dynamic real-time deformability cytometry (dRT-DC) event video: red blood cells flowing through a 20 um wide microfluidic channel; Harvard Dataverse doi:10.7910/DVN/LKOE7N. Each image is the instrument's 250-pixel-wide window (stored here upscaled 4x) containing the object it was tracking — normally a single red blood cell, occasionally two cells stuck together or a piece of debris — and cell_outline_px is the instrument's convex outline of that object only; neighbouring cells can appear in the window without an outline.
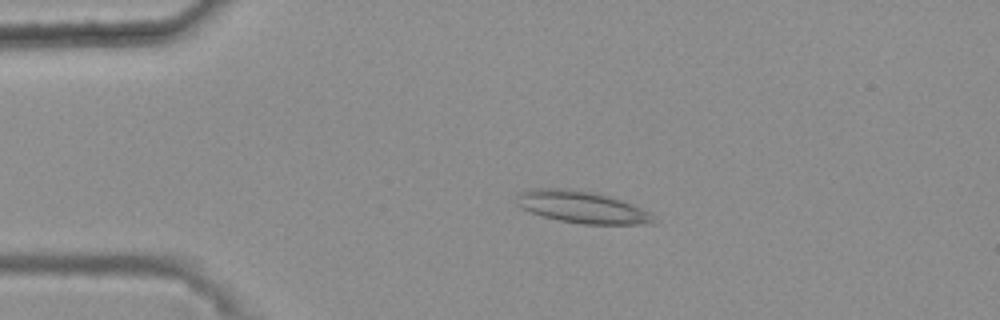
{"species": "common noctule bat (a hibernating species)", "species_latin": "Nyctalus noctula", "temperature_condition": "warm", "stored_images_in_passage": 47, "camera_frame_rate_fps": 3000, "um_per_image_px": 0.085, "animal": {"sex": "female", "body_mass_g": 25.1}, "frame": {"image": 1, "passage_image": 12, "time_ms": 3.667, "image_size_px": [1000, 320], "cell_outline_px": [[656, 224], [580, 224], [560, 220], [544, 216], [520, 208], [516, 204], [516, 196], [520, 192], [532, 188], [568, 188], [596, 192], [624, 200], [648, 212], [652, 216]], "centroid_in_image_um": [49.44, 17.58], "position_along_channel_um": 35.6, "area_um2": 25.66}}
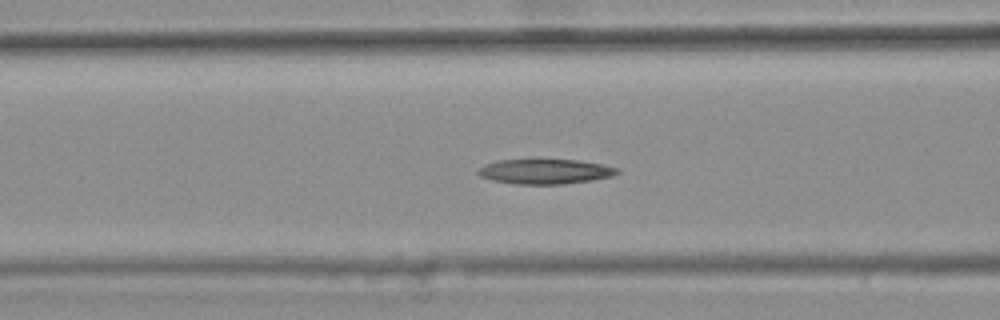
{"frame": {"image": 2, "passage_image": 22, "time_ms": 7.0, "image_size_px": [1000, 320], "cell_outline_px": [[620, 172], [612, 176], [592, 180], [564, 184], [516, 184], [492, 180], [480, 176], [476, 172], [484, 164], [496, 160], [532, 156], [580, 160], [620, 168]], "centroid_in_image_um": [46.29, 14.52], "position_along_channel_um": 120.3, "area_um2": 21.39}}
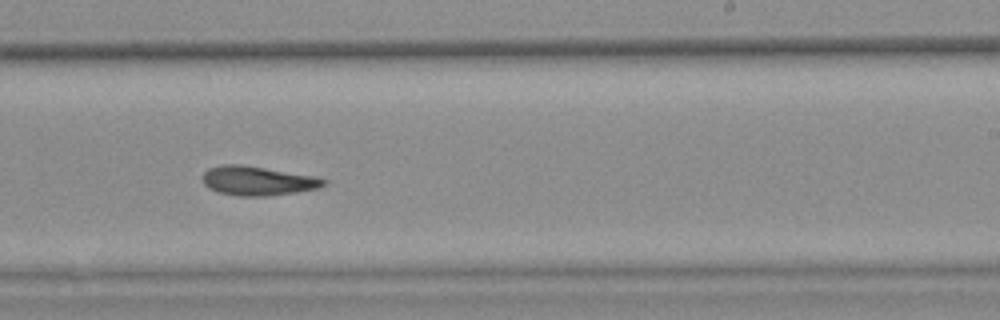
{"frame": {"image": 3, "passage_image": 34, "time_ms": 11.0, "image_size_px": [1000, 320], "cell_outline_px": [[328, 184], [320, 188], [296, 192], [264, 196], [240, 196], [216, 192], [208, 188], [204, 184], [200, 176], [208, 168], [224, 164], [240, 164], [312, 176], [328, 180]], "centroid_in_image_um": [21.86, 15.37], "position_along_channel_um": 267.1, "area_um2": 20.63}}